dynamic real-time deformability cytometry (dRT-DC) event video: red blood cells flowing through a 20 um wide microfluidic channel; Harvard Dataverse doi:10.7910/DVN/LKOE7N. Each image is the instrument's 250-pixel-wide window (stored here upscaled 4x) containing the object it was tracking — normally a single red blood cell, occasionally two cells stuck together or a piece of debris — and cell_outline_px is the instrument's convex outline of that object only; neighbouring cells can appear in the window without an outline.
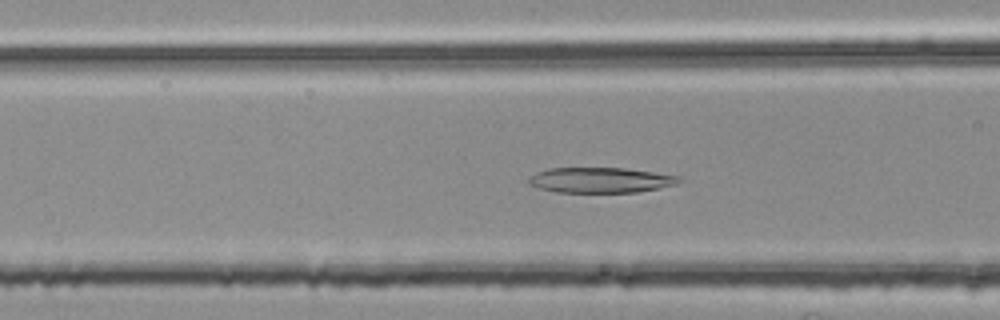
{"species": "common noctule bat (a hibernating species)", "species_latin": "Nyctalus noctula", "temperature_condition": "room temperature", "stored_images_in_passage": 37, "camera_frame_rate_fps": 3000, "um_per_image_px": 0.085, "animal": {"sex": "female", "body_mass_g": 25.1}, "frame": {"image": 1, "passage_image": 6, "time_ms": 1.667, "image_size_px": [1000, 320], "cell_outline_px": [[684, 180], [676, 184], [660, 188], [636, 192], [556, 192], [540, 188], [528, 184], [528, 180], [536, 172], [548, 168], [624, 168], [680, 176]], "centroid_in_image_um": [51.06, 15.31], "position_along_channel_um": 115.5, "area_um2": 22.14}}
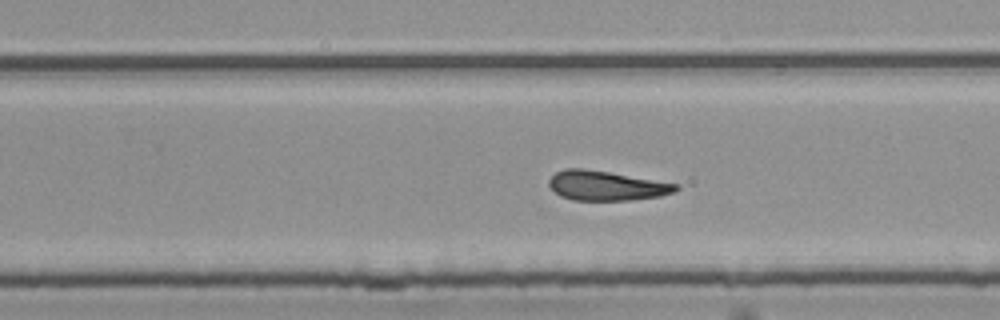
{"frame": {"image": 2, "passage_image": 19, "time_ms": 6.0, "image_size_px": [1000, 320], "cell_outline_px": [[680, 188], [676, 192], [660, 196], [628, 200], [572, 200], [560, 196], [548, 184], [548, 180], [556, 172], [564, 168], [580, 168], [608, 172], [680, 184]], "centroid_in_image_um": [51.56, 15.78], "position_along_channel_um": 278.2, "area_um2": 21.85}}
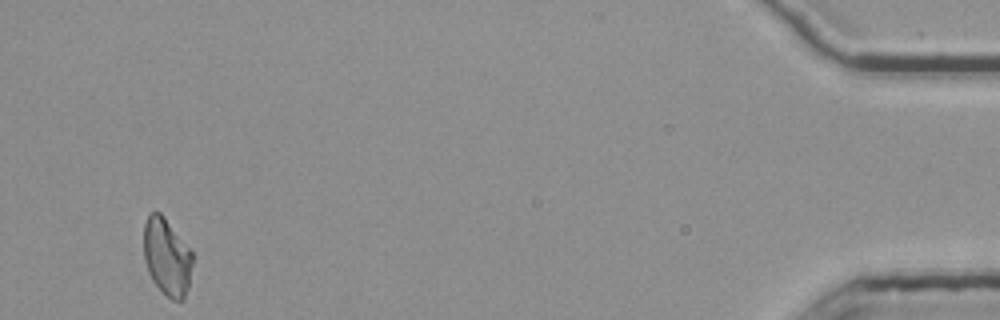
{"frame": {"image": 3, "passage_image": 37, "time_ms": 12.0, "image_size_px": [1000, 320], "cell_outline_px": [[192, 264], [188, 288], [184, 300], [172, 300], [152, 280], [148, 272], [144, 260], [144, 224], [148, 216], [152, 212], [160, 212], [164, 216], [192, 252]], "centroid_in_image_um": [14.18, 21.84], "position_along_channel_um": 421.0, "area_um2": 21.73}, "authors_computed_cell_mechanics": {"area_um2": 22.0796, "velocity_mm_per_s": 3.7569, "shape_relaxation_time_tau1_ms": 10.6963, "shape_relaxation_time_tau2_ms": 3.6597, "deformation_change_tau1": 0.2088, "deformation_change_tau2": 0.1344}}